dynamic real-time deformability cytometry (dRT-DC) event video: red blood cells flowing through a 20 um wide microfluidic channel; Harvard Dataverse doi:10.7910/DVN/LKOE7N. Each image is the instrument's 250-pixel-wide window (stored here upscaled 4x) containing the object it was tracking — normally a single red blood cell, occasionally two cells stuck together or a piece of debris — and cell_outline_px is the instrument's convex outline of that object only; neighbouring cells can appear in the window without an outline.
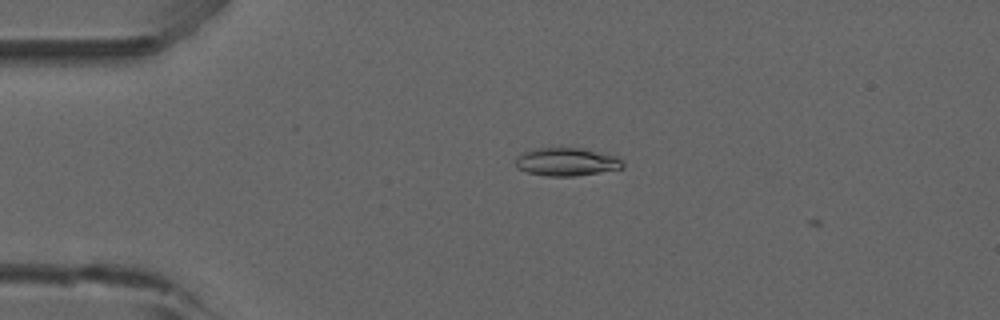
{"species": "common noctule bat (a hibernating species)", "species_latin": "Nyctalus noctula", "temperature_condition": "room temperature", "stored_images_in_passage": 2, "camera_frame_rate_fps": 3000, "um_per_image_px": 0.085, "animal": {"sex": "male", "forearm_length_mm": 52.5}, "frame": {"image": 1, "passage_image": 1, "time_ms": 0.0, "image_size_px": [1000, 320], "cell_outline_px": [[624, 168], [576, 176], [548, 176], [528, 172], [516, 168], [516, 156], [532, 148], [580, 148], [616, 156], [624, 164]], "centroid_in_image_um": [48.13, 13.76], "position_along_channel_um": 36.9, "area_um2": 17.46}}